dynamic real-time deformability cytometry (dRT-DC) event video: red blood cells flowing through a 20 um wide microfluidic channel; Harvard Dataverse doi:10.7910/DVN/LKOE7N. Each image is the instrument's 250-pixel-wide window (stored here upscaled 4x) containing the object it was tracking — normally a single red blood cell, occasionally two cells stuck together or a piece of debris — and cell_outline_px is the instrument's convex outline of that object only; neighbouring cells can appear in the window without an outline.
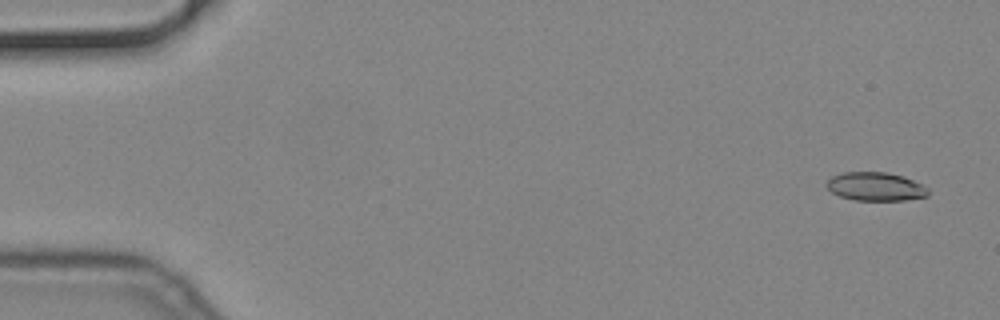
{"species": "common noctule bat (a hibernating species)", "species_latin": "Nyctalus noctula", "temperature_condition": "cold", "stored_images_in_passage": 19, "camera_frame_rate_fps": 3000, "um_per_image_px": 0.085, "animal": {"sex": "male", "body_mass_g": 19.2, "forearm_length_mm": 51.8}, "frame": {"image": 1, "passage_image": 3, "time_ms": 0.667, "image_size_px": [1000, 320], "cell_outline_px": [[928, 196], [904, 200], [856, 200], [840, 196], [832, 192], [824, 184], [832, 176], [844, 172], [888, 172], [904, 176], [928, 188]], "centroid_in_image_um": [74.41, 15.85], "position_along_channel_um": 10.6, "area_um2": 16.82}}
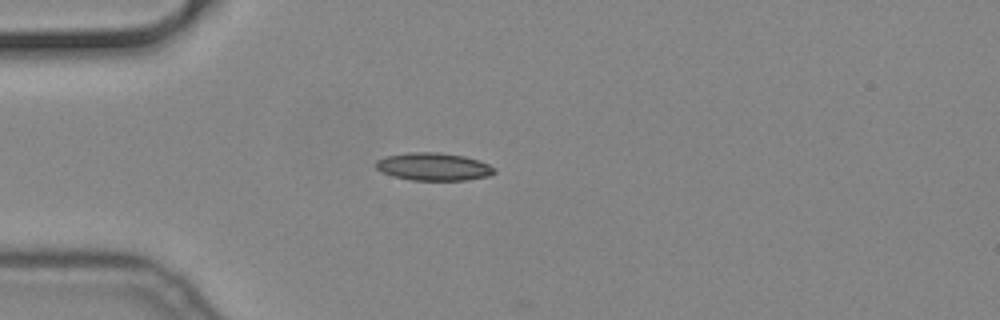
{"frame": {"image": 2, "passage_image": 16, "time_ms": 5.0, "image_size_px": [1000, 320], "cell_outline_px": [[496, 172], [488, 176], [464, 180], [412, 180], [392, 176], [380, 172], [376, 168], [376, 160], [384, 156], [408, 152], [440, 152], [464, 156], [488, 164], [496, 168]], "centroid_in_image_um": [36.81, 14.16], "position_along_channel_um": 48.2, "area_um2": 19.25}}